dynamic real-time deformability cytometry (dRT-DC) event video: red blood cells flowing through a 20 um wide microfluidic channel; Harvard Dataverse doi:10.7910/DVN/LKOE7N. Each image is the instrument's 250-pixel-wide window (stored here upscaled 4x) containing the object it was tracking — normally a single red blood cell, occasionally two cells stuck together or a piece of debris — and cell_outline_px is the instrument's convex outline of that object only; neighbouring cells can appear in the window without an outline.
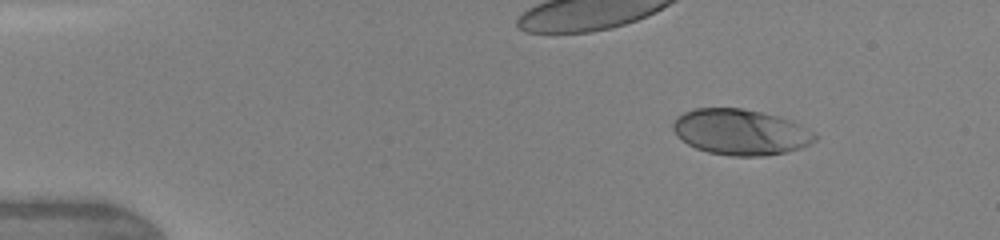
{"species": "human", "species_latin": "Homo sapiens", "temperature_condition": "warm", "stored_images_in_passage": 8, "camera_frame_rate_fps": 3000, "um_per_image_px": 0.085, "donor": {"sex": "female"}, "frame": {"image": 1, "passage_image": 2, "time_ms": 1.667, "image_size_px": [1000, 240], "cell_outline_px": [[820, 136], [816, 140], [800, 148], [784, 152], [764, 156], [732, 156], [708, 152], [696, 148], [688, 144], [676, 136], [672, 128], [672, 124], [676, 116], [692, 108], [744, 108], [776, 116], [788, 120]], "centroid_in_image_um": [62.88, 11.22], "position_along_channel_um": 22.1, "area_um2": 37.69}}
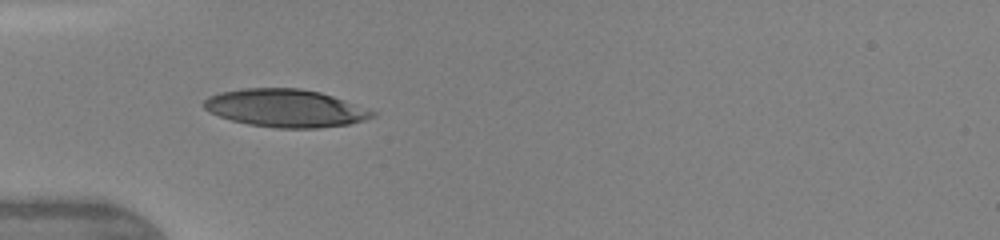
{"frame": {"image": 2, "passage_image": 6, "time_ms": 4.667, "image_size_px": [1000, 240], "cell_outline_px": [[376, 116], [364, 120], [348, 124], [320, 128], [276, 128], [248, 124], [232, 120], [220, 116], [204, 108], [204, 100], [208, 96], [220, 92], [240, 88], [300, 88], [320, 92], [344, 100], [376, 112]], "centroid_in_image_um": [24.26, 9.19], "position_along_channel_um": 60.7, "area_um2": 36.99}}